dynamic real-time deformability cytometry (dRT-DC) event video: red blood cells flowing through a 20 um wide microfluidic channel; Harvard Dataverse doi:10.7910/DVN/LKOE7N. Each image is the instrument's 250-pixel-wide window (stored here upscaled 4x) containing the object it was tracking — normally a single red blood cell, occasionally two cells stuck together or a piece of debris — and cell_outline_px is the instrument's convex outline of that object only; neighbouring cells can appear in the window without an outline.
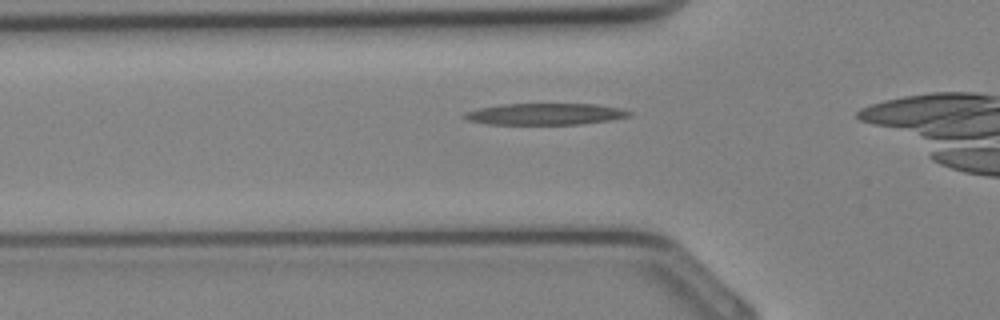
{"species": "Egyptian fruit bat (a non-hibernating species)", "species_latin": "Rousettus aegyptiacus", "temperature_condition": "cold", "stored_images_in_passage": 3, "camera_frame_rate_fps": 3000, "um_per_image_px": 0.085, "animal": {"sex": "female"}, "frame": {"image": 1, "passage_image": 2, "time_ms": 0.333, "image_size_px": [1000, 320], "cell_outline_px": [[632, 112], [628, 116], [612, 120], [580, 124], [488, 124], [468, 120], [460, 116], [464, 112], [480, 108], [504, 104], [596, 104], [620, 108]], "centroid_in_image_um": [46.32, 9.69], "position_along_channel_um": 79.5, "area_um2": 20.58}}